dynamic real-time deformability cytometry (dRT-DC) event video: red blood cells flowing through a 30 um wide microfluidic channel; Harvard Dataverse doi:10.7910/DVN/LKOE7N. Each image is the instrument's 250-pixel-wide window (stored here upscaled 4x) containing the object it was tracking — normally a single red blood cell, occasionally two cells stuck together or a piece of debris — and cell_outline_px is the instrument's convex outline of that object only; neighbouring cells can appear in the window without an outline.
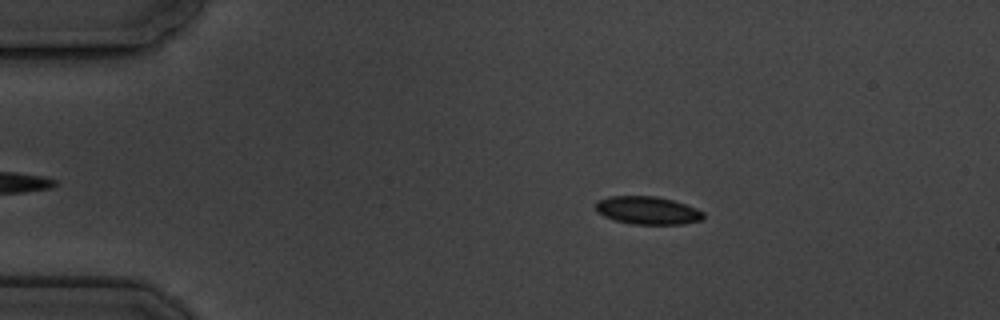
{"species": "common noctule bat (a hibernating species)", "species_latin": "Nyctalus noctula", "temperature_condition": "cold", "stored_images_in_passage": 6, "camera_frame_rate_fps": 3000, "um_per_image_px": 0.085, "animal": {"sex": "male", "body_mass_g": 19.5, "forearm_length_mm": 54.6}, "frame": {"image": 1, "passage_image": 3, "time_ms": 2.333, "image_size_px": [1000, 320], "cell_outline_px": [[704, 216], [700, 220], [684, 224], [632, 224], [616, 220], [604, 216], [596, 212], [596, 200], [608, 196], [656, 196], [672, 200], [696, 208], [704, 212]], "centroid_in_image_um": [55.02, 17.88], "position_along_channel_um": 30.0, "area_um2": 17.51}}